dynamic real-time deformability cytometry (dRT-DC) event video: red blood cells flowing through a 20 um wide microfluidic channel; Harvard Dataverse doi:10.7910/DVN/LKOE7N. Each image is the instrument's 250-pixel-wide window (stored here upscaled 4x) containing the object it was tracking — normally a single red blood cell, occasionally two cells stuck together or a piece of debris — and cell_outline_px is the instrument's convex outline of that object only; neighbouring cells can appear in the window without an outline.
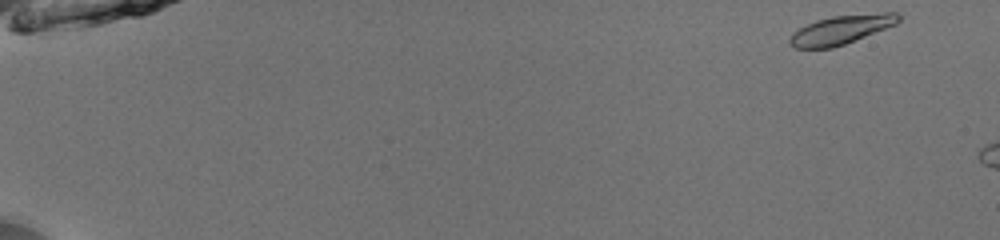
{"species": "common noctule bat (a hibernating species)", "species_latin": "Nyctalus noctula", "temperature_condition": "room temperature", "stored_images_in_passage": 6, "camera_frame_rate_fps": 3000, "um_per_image_px": 0.085, "animal": {"sex": "male", "body_mass_g": 13.0, "forearm_length_mm": 53.1}, "frame": {"image": 1, "passage_image": 1, "time_ms": 0.0, "image_size_px": [1000, 240], "cell_outline_px": [[900, 20], [896, 24], [844, 44], [832, 48], [796, 48], [788, 44], [788, 40], [800, 28], [816, 20], [832, 16], [884, 12], [896, 12], [900, 16]], "centroid_in_image_um": [71.51, 2.52], "position_along_channel_um": 13.5, "area_um2": 18.03}}